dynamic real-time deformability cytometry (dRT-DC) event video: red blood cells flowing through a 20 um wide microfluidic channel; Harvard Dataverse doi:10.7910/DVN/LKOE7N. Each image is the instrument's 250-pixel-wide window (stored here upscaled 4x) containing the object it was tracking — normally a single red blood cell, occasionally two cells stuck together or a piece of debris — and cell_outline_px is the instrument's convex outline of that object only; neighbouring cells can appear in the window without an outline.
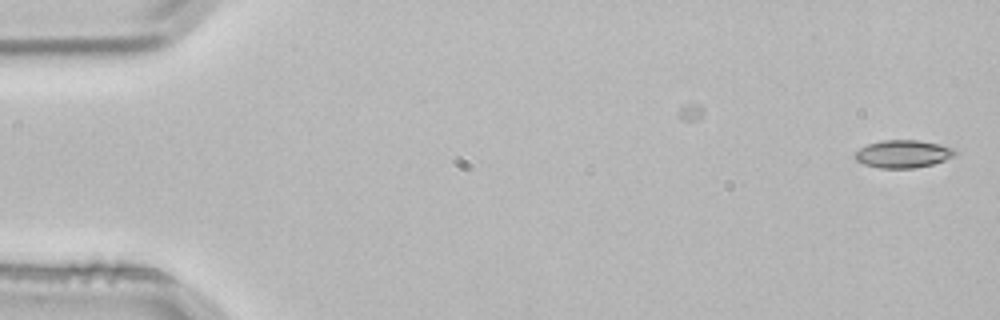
{"species": "common noctule bat (a hibernating species)", "species_latin": "Nyctalus noctula", "temperature_condition": "room temperature", "stored_images_in_passage": 5, "camera_frame_rate_fps": 3000, "um_per_image_px": 0.085, "animal": {"sex": "male", "body_mass_g": 21.5, "forearm_length_mm": 52.0}, "frame": {"image": 1, "passage_image": 1, "time_ms": 0.0, "image_size_px": [1000, 320], "cell_outline_px": [[956, 156], [932, 164], [912, 168], [880, 168], [864, 164], [856, 160], [852, 156], [860, 148], [868, 144], [884, 140], [916, 140], [936, 144], [952, 148], [956, 152]], "centroid_in_image_um": [76.72, 13.09], "position_along_channel_um": 8.3, "area_um2": 15.95}}